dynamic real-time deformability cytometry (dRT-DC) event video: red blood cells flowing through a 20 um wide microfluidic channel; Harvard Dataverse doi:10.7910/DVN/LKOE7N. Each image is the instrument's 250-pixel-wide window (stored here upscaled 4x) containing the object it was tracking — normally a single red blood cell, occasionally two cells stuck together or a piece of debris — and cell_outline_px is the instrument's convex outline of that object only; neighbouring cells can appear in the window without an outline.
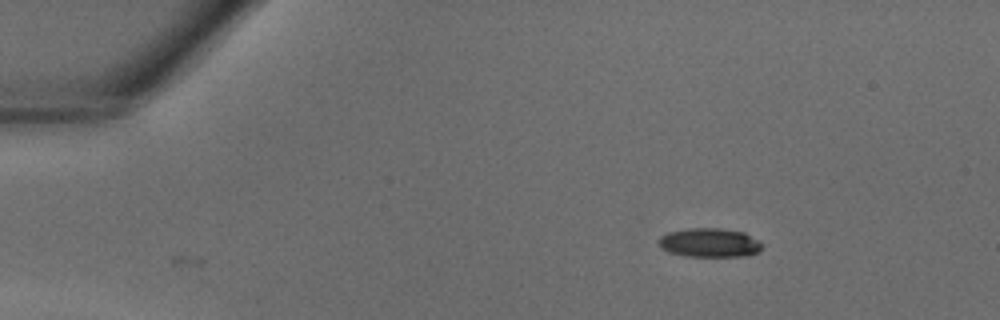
{"species": "common noctule bat (a hibernating species)", "species_latin": "Nyctalus noctula", "temperature_condition": "warm", "stored_images_in_passage": 35, "camera_frame_rate_fps": 3000, "um_per_image_px": 0.085, "animal": {"sex": "male", "body_mass_g": 18.8}, "frame": {"image": 1, "passage_image": 1, "time_ms": 0.0, "image_size_px": [1000, 320], "cell_outline_px": [[764, 244], [760, 252], [744, 256], [684, 256], [668, 252], [660, 248], [656, 240], [660, 236], [668, 232], [688, 228], [720, 228], [744, 232]], "centroid_in_image_um": [60.28, 20.63], "position_along_channel_um": 24.7, "area_um2": 17.74}}
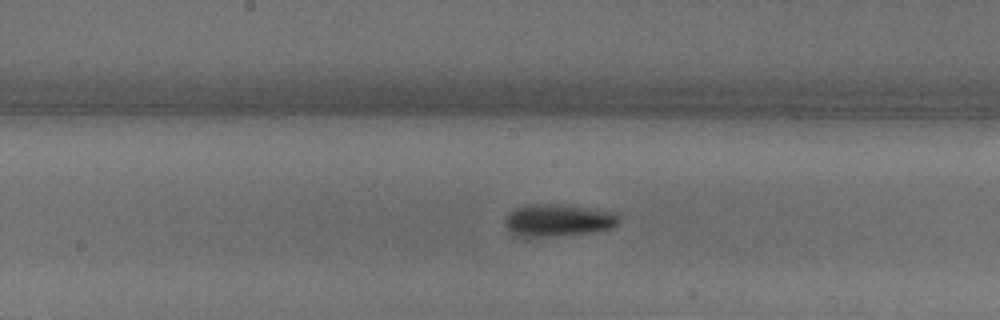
{"frame": {"image": 2, "passage_image": 16, "time_ms": 5.0, "image_size_px": [1000, 320], "cell_outline_px": [[620, 220], [612, 228], [588, 232], [556, 236], [516, 236], [504, 224], [504, 220], [516, 208], [524, 204], [564, 204], [616, 212]], "centroid_in_image_um": [47.45, 18.7], "position_along_channel_um": 200.8, "area_um2": 21.27}}
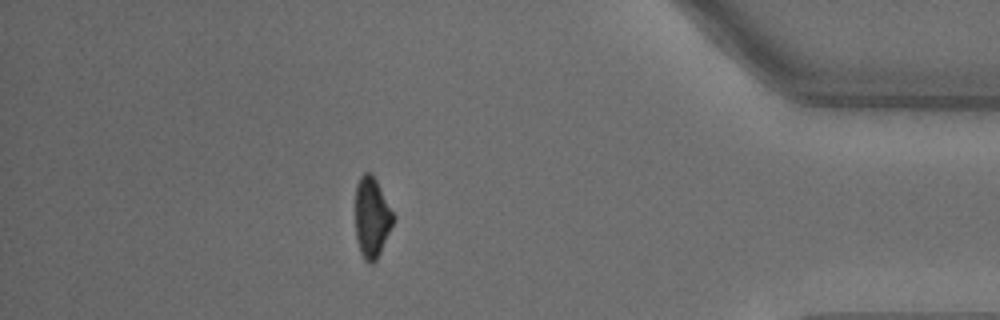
{"frame": {"image": 3, "passage_image": 30, "time_ms": 9.667, "image_size_px": [1000, 320], "cell_outline_px": [[396, 216], [380, 252], [376, 260], [372, 264], [368, 264], [364, 260], [360, 252], [356, 236], [356, 184], [360, 176], [364, 172], [372, 172]], "centroid_in_image_um": [31.61, 18.46], "position_along_channel_um": 403.6, "area_um2": 17.86}}